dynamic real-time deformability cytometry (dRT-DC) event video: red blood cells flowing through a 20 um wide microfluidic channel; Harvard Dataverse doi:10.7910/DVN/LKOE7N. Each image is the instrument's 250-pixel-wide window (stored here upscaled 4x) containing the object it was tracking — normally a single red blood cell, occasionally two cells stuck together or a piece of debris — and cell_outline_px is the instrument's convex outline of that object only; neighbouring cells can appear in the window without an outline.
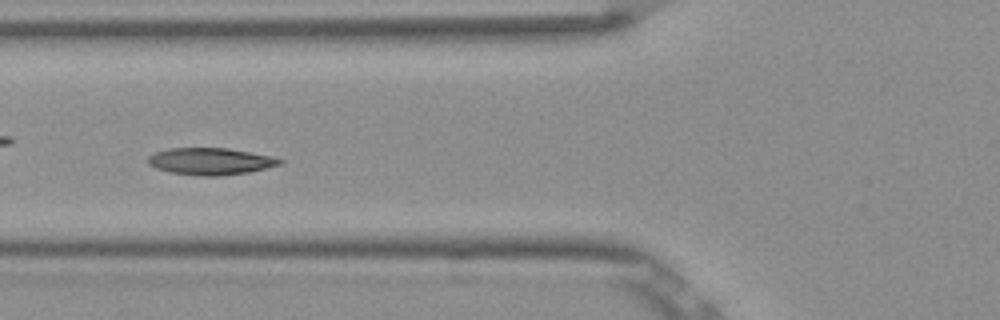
{"species": "Egyptian fruit bat (a non-hibernating species)", "species_latin": "Rousettus aegyptiacus", "temperature_condition": "room temperature", "stored_images_in_passage": 40, "camera_frame_rate_fps": 3000, "um_per_image_px": 0.085, "frame": {"image": 1, "passage_image": 7, "time_ms": 2.0, "image_size_px": [1000, 320], "cell_outline_px": [[284, 160], [280, 164], [248, 172], [220, 176], [200, 176], [168, 172], [156, 168], [148, 164], [148, 156], [156, 152], [168, 148], [228, 148], [272, 156]], "centroid_in_image_um": [17.86, 13.71], "position_along_channel_um": 107.9, "area_um2": 20.63}}
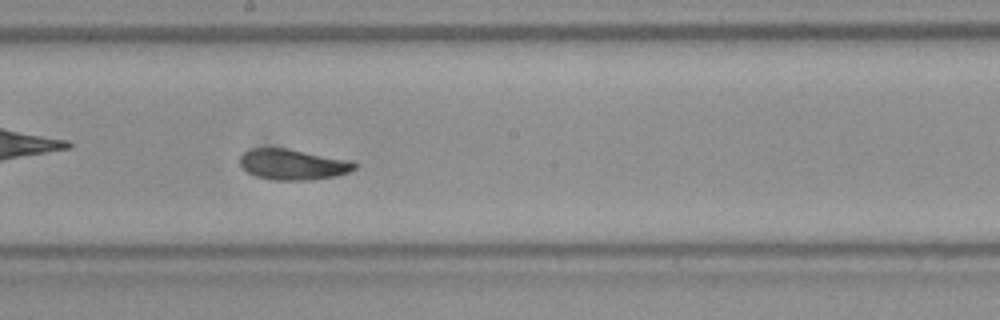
{"frame": {"image": 2, "passage_image": 16, "time_ms": 5.0, "image_size_px": [1000, 320], "cell_outline_px": [[356, 168], [348, 172], [336, 176], [312, 180], [276, 180], [256, 176], [248, 172], [240, 164], [240, 156], [244, 152], [252, 148], [288, 148], [352, 160], [356, 164]], "centroid_in_image_um": [24.92, 13.97], "position_along_channel_um": 223.3, "area_um2": 20.58}}
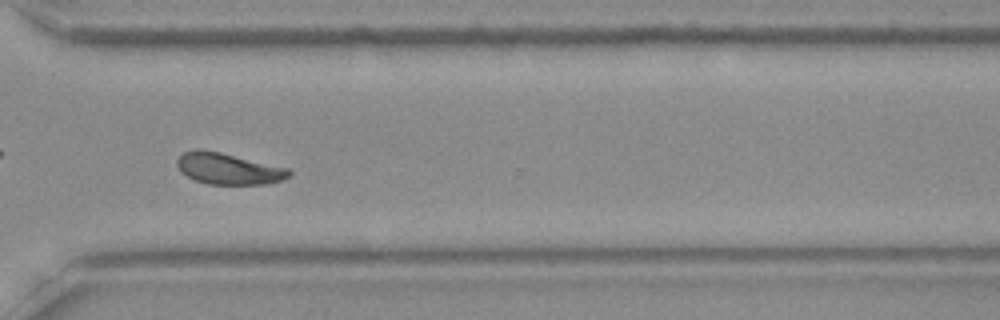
{"frame": {"image": 3, "passage_image": 26, "time_ms": 8.333, "image_size_px": [1000, 320], "cell_outline_px": [[292, 172], [284, 180], [264, 184], [208, 184], [196, 180], [180, 172], [176, 164], [176, 160], [184, 152], [196, 148], [200, 148], [220, 152], [288, 168]], "centroid_in_image_um": [19.39, 14.33], "position_along_channel_um": 351.2, "area_um2": 20.4}, "authors_computed_cell_mechanics": {"area_um2": 20.3167, "velocity_mm_per_s": 3.8402, "shape_relaxation_time_tau1_ms": 3.8979, "shape_relaxation_time_tau2_ms": 3.6582, "deformation_change_tau1": 0.1509, "deformation_change_tau2": 0.0882}}